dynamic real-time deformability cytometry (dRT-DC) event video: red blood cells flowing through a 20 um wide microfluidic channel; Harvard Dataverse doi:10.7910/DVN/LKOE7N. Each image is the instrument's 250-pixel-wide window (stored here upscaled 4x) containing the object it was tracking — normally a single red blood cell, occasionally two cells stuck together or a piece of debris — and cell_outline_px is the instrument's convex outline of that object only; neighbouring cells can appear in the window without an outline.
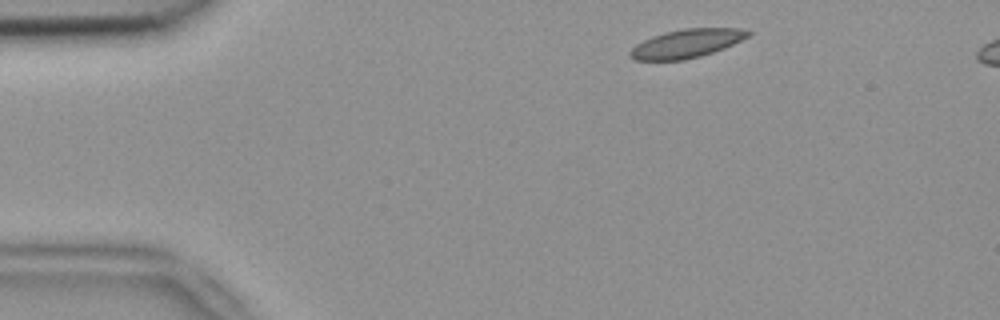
{"species": "common noctule bat (a hibernating species)", "species_latin": "Nyctalus noctula", "temperature_condition": "room temperature", "stored_images_in_passage": 4, "camera_frame_rate_fps": 3000, "um_per_image_px": 0.085, "animal": {"sex": "female", "body_mass_g": 18.4}, "frame": {"image": 1, "passage_image": 1, "time_ms": 0.0, "image_size_px": [1000, 320], "cell_outline_px": [[752, 32], [748, 36], [724, 48], [700, 56], [684, 60], [636, 60], [628, 56], [628, 52], [636, 44], [652, 36], [664, 32], [684, 28], [740, 28]], "centroid_in_image_um": [58.32, 3.69], "position_along_channel_um": 26.7, "area_um2": 19.54}}